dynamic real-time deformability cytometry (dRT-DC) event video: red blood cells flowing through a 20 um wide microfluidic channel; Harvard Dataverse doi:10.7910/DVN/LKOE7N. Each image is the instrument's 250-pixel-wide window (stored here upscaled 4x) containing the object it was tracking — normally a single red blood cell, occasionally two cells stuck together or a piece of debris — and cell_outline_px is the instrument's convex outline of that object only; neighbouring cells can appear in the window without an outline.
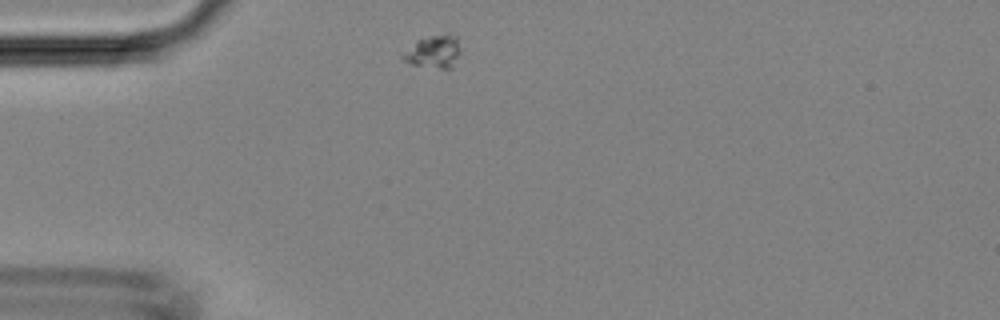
{"species": "Egyptian fruit bat (a non-hibernating species)", "species_latin": "Rousettus aegyptiacus", "temperature_condition": "room temperature", "stored_images_in_passage": 38, "camera_frame_rate_fps": 3000, "um_per_image_px": 0.085, "animal": {"sex": "female"}, "frame": {"image": 1, "passage_image": 1, "time_ms": 0.0, "image_size_px": [1000, 320], "cell_outline_px": [[460, 52], [452, 68], [440, 68], [412, 64], [404, 60], [400, 56], [416, 40], [428, 36], [448, 32], [456, 36], [460, 48]], "centroid_in_image_um": [36.87, 4.36], "position_along_channel_um": 48.1, "area_um2": 11.04}}
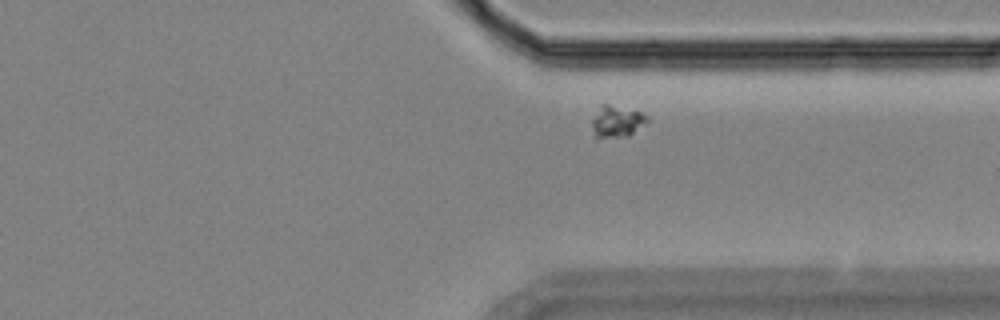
{"frame": {"image": 2, "passage_image": 26, "time_ms": 8.333, "image_size_px": [1000, 320], "cell_outline_px": [[648, 120], [628, 136], [596, 140], [592, 136], [592, 120], [600, 104], [608, 104], [640, 112], [648, 116]], "centroid_in_image_um": [52.34, 10.37], "position_along_channel_um": 359.1, "area_um2": 10.35}}
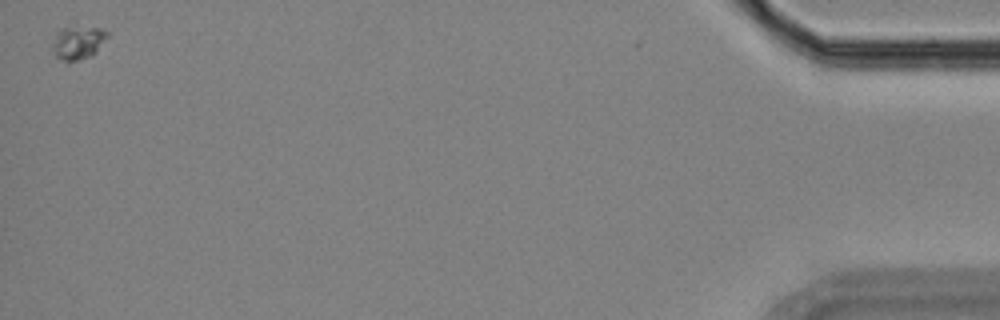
{"frame": {"image": 3, "passage_image": 38, "time_ms": 12.333, "image_size_px": [1000, 320], "cell_outline_px": [[108, 36], [96, 52], [92, 56], [68, 64], [56, 56], [52, 52], [52, 44], [60, 28], [96, 28], [108, 32]], "centroid_in_image_um": [6.6, 3.69], "position_along_channel_um": 428.6, "area_um2": 10.58}}